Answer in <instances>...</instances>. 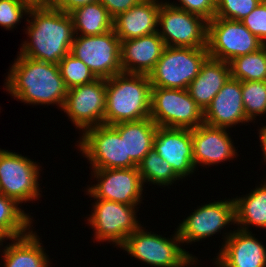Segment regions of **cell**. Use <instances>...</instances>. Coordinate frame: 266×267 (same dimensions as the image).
Here are the masks:
<instances>
[{"mask_svg":"<svg viewBox=\"0 0 266 267\" xmlns=\"http://www.w3.org/2000/svg\"><path fill=\"white\" fill-rule=\"evenodd\" d=\"M18 206L15 200L0 192V231L8 239L24 236L33 230L32 217Z\"/></svg>","mask_w":266,"mask_h":267,"instance_id":"obj_27","label":"cell"},{"mask_svg":"<svg viewBox=\"0 0 266 267\" xmlns=\"http://www.w3.org/2000/svg\"><path fill=\"white\" fill-rule=\"evenodd\" d=\"M5 90L18 101L63 108L68 88L57 64L17 54L5 79Z\"/></svg>","mask_w":266,"mask_h":267,"instance_id":"obj_1","label":"cell"},{"mask_svg":"<svg viewBox=\"0 0 266 267\" xmlns=\"http://www.w3.org/2000/svg\"><path fill=\"white\" fill-rule=\"evenodd\" d=\"M106 109V79L97 78L91 83L68 89L61 111L82 132L103 125Z\"/></svg>","mask_w":266,"mask_h":267,"instance_id":"obj_15","label":"cell"},{"mask_svg":"<svg viewBox=\"0 0 266 267\" xmlns=\"http://www.w3.org/2000/svg\"><path fill=\"white\" fill-rule=\"evenodd\" d=\"M40 168L30 158L0 148V192L18 204L39 200Z\"/></svg>","mask_w":266,"mask_h":267,"instance_id":"obj_8","label":"cell"},{"mask_svg":"<svg viewBox=\"0 0 266 267\" xmlns=\"http://www.w3.org/2000/svg\"><path fill=\"white\" fill-rule=\"evenodd\" d=\"M6 240L8 241V238L0 231V248L3 247V242L6 241Z\"/></svg>","mask_w":266,"mask_h":267,"instance_id":"obj_41","label":"cell"},{"mask_svg":"<svg viewBox=\"0 0 266 267\" xmlns=\"http://www.w3.org/2000/svg\"><path fill=\"white\" fill-rule=\"evenodd\" d=\"M1 256L4 267H49L50 261L39 236L32 230L21 237L9 239Z\"/></svg>","mask_w":266,"mask_h":267,"instance_id":"obj_23","label":"cell"},{"mask_svg":"<svg viewBox=\"0 0 266 267\" xmlns=\"http://www.w3.org/2000/svg\"><path fill=\"white\" fill-rule=\"evenodd\" d=\"M231 78L239 81H266V45L229 62Z\"/></svg>","mask_w":266,"mask_h":267,"instance_id":"obj_29","label":"cell"},{"mask_svg":"<svg viewBox=\"0 0 266 267\" xmlns=\"http://www.w3.org/2000/svg\"><path fill=\"white\" fill-rule=\"evenodd\" d=\"M266 180V179H265ZM244 197L234 198L235 224L238 229L250 231L249 227L266 229V181ZM249 225V226H248Z\"/></svg>","mask_w":266,"mask_h":267,"instance_id":"obj_25","label":"cell"},{"mask_svg":"<svg viewBox=\"0 0 266 267\" xmlns=\"http://www.w3.org/2000/svg\"><path fill=\"white\" fill-rule=\"evenodd\" d=\"M112 127L125 139L126 158H131L136 165L153 149L158 126L151 118L121 122Z\"/></svg>","mask_w":266,"mask_h":267,"instance_id":"obj_24","label":"cell"},{"mask_svg":"<svg viewBox=\"0 0 266 267\" xmlns=\"http://www.w3.org/2000/svg\"><path fill=\"white\" fill-rule=\"evenodd\" d=\"M245 115L251 122L266 114V81H241Z\"/></svg>","mask_w":266,"mask_h":267,"instance_id":"obj_30","label":"cell"},{"mask_svg":"<svg viewBox=\"0 0 266 267\" xmlns=\"http://www.w3.org/2000/svg\"><path fill=\"white\" fill-rule=\"evenodd\" d=\"M240 21L266 45V0H262L249 15Z\"/></svg>","mask_w":266,"mask_h":267,"instance_id":"obj_34","label":"cell"},{"mask_svg":"<svg viewBox=\"0 0 266 267\" xmlns=\"http://www.w3.org/2000/svg\"><path fill=\"white\" fill-rule=\"evenodd\" d=\"M91 172L93 173L92 177L98 181L97 184L86 188L87 195L91 198L115 201L126 205L142 203L143 187L145 186L137 167L92 169Z\"/></svg>","mask_w":266,"mask_h":267,"instance_id":"obj_13","label":"cell"},{"mask_svg":"<svg viewBox=\"0 0 266 267\" xmlns=\"http://www.w3.org/2000/svg\"><path fill=\"white\" fill-rule=\"evenodd\" d=\"M161 0H141L124 13L113 19V29L123 40L138 38L157 32L158 12Z\"/></svg>","mask_w":266,"mask_h":267,"instance_id":"obj_21","label":"cell"},{"mask_svg":"<svg viewBox=\"0 0 266 267\" xmlns=\"http://www.w3.org/2000/svg\"><path fill=\"white\" fill-rule=\"evenodd\" d=\"M150 118L159 127L194 129L204 112L187 89L152 87Z\"/></svg>","mask_w":266,"mask_h":267,"instance_id":"obj_6","label":"cell"},{"mask_svg":"<svg viewBox=\"0 0 266 267\" xmlns=\"http://www.w3.org/2000/svg\"><path fill=\"white\" fill-rule=\"evenodd\" d=\"M209 58L207 47H165L148 77L152 87L187 89Z\"/></svg>","mask_w":266,"mask_h":267,"instance_id":"obj_4","label":"cell"},{"mask_svg":"<svg viewBox=\"0 0 266 267\" xmlns=\"http://www.w3.org/2000/svg\"><path fill=\"white\" fill-rule=\"evenodd\" d=\"M79 139L77 147L91 170L137 167L131 158H126L125 139L110 125L87 128Z\"/></svg>","mask_w":266,"mask_h":267,"instance_id":"obj_7","label":"cell"},{"mask_svg":"<svg viewBox=\"0 0 266 267\" xmlns=\"http://www.w3.org/2000/svg\"><path fill=\"white\" fill-rule=\"evenodd\" d=\"M228 132V133H227ZM226 128L205 123L191 129L194 167L219 164L239 156Z\"/></svg>","mask_w":266,"mask_h":267,"instance_id":"obj_18","label":"cell"},{"mask_svg":"<svg viewBox=\"0 0 266 267\" xmlns=\"http://www.w3.org/2000/svg\"><path fill=\"white\" fill-rule=\"evenodd\" d=\"M143 184L171 186L181 178L174 172L172 166L152 149L137 165Z\"/></svg>","mask_w":266,"mask_h":267,"instance_id":"obj_28","label":"cell"},{"mask_svg":"<svg viewBox=\"0 0 266 267\" xmlns=\"http://www.w3.org/2000/svg\"><path fill=\"white\" fill-rule=\"evenodd\" d=\"M259 132V140L261 143V147H262V155H263V159L264 162H266V125H262V127H260V129H258Z\"/></svg>","mask_w":266,"mask_h":267,"instance_id":"obj_38","label":"cell"},{"mask_svg":"<svg viewBox=\"0 0 266 267\" xmlns=\"http://www.w3.org/2000/svg\"><path fill=\"white\" fill-rule=\"evenodd\" d=\"M75 35H101L113 29V18L98 1L71 11Z\"/></svg>","mask_w":266,"mask_h":267,"instance_id":"obj_26","label":"cell"},{"mask_svg":"<svg viewBox=\"0 0 266 267\" xmlns=\"http://www.w3.org/2000/svg\"><path fill=\"white\" fill-rule=\"evenodd\" d=\"M120 50L121 40L112 29L101 35H74L70 53L88 66L96 78L109 79L123 73Z\"/></svg>","mask_w":266,"mask_h":267,"instance_id":"obj_9","label":"cell"},{"mask_svg":"<svg viewBox=\"0 0 266 267\" xmlns=\"http://www.w3.org/2000/svg\"><path fill=\"white\" fill-rule=\"evenodd\" d=\"M176 228L182 246L212 237L228 225L235 224L234 198L202 204Z\"/></svg>","mask_w":266,"mask_h":267,"instance_id":"obj_14","label":"cell"},{"mask_svg":"<svg viewBox=\"0 0 266 267\" xmlns=\"http://www.w3.org/2000/svg\"><path fill=\"white\" fill-rule=\"evenodd\" d=\"M152 86L148 75L120 73L106 79L105 125L150 118Z\"/></svg>","mask_w":266,"mask_h":267,"instance_id":"obj_3","label":"cell"},{"mask_svg":"<svg viewBox=\"0 0 266 267\" xmlns=\"http://www.w3.org/2000/svg\"><path fill=\"white\" fill-rule=\"evenodd\" d=\"M157 26H160L157 33L167 47H207L208 21L198 15L163 1Z\"/></svg>","mask_w":266,"mask_h":267,"instance_id":"obj_11","label":"cell"},{"mask_svg":"<svg viewBox=\"0 0 266 267\" xmlns=\"http://www.w3.org/2000/svg\"><path fill=\"white\" fill-rule=\"evenodd\" d=\"M249 122L244 110L241 81L230 78L204 111V123L229 130L234 125Z\"/></svg>","mask_w":266,"mask_h":267,"instance_id":"obj_19","label":"cell"},{"mask_svg":"<svg viewBox=\"0 0 266 267\" xmlns=\"http://www.w3.org/2000/svg\"><path fill=\"white\" fill-rule=\"evenodd\" d=\"M153 149L172 166L181 179L196 171L191 129L158 126L153 140Z\"/></svg>","mask_w":266,"mask_h":267,"instance_id":"obj_17","label":"cell"},{"mask_svg":"<svg viewBox=\"0 0 266 267\" xmlns=\"http://www.w3.org/2000/svg\"><path fill=\"white\" fill-rule=\"evenodd\" d=\"M30 7L20 0H0V26L12 30L21 23L23 15L27 17Z\"/></svg>","mask_w":266,"mask_h":267,"instance_id":"obj_33","label":"cell"},{"mask_svg":"<svg viewBox=\"0 0 266 267\" xmlns=\"http://www.w3.org/2000/svg\"><path fill=\"white\" fill-rule=\"evenodd\" d=\"M164 1L171 6L198 15L208 22L215 17L216 0H178L179 4Z\"/></svg>","mask_w":266,"mask_h":267,"instance_id":"obj_35","label":"cell"},{"mask_svg":"<svg viewBox=\"0 0 266 267\" xmlns=\"http://www.w3.org/2000/svg\"><path fill=\"white\" fill-rule=\"evenodd\" d=\"M230 78L229 63L209 57L202 65L197 77L189 84L187 90L204 112Z\"/></svg>","mask_w":266,"mask_h":267,"instance_id":"obj_22","label":"cell"},{"mask_svg":"<svg viewBox=\"0 0 266 267\" xmlns=\"http://www.w3.org/2000/svg\"><path fill=\"white\" fill-rule=\"evenodd\" d=\"M59 70L68 89L88 84L97 78L80 59L71 53L67 54L59 63Z\"/></svg>","mask_w":266,"mask_h":267,"instance_id":"obj_31","label":"cell"},{"mask_svg":"<svg viewBox=\"0 0 266 267\" xmlns=\"http://www.w3.org/2000/svg\"><path fill=\"white\" fill-rule=\"evenodd\" d=\"M143 226L129 235L119 247L131 257L151 267H180L192 256L189 251L182 248L177 230L174 232L175 235L166 238L146 231Z\"/></svg>","mask_w":266,"mask_h":267,"instance_id":"obj_5","label":"cell"},{"mask_svg":"<svg viewBox=\"0 0 266 267\" xmlns=\"http://www.w3.org/2000/svg\"><path fill=\"white\" fill-rule=\"evenodd\" d=\"M199 261L198 260V258L196 257L195 258V255L193 256H191L182 266H180V267H190L191 265L193 266L194 264L196 265V263H197V261Z\"/></svg>","mask_w":266,"mask_h":267,"instance_id":"obj_40","label":"cell"},{"mask_svg":"<svg viewBox=\"0 0 266 267\" xmlns=\"http://www.w3.org/2000/svg\"><path fill=\"white\" fill-rule=\"evenodd\" d=\"M262 0H216L215 17L240 21L249 15Z\"/></svg>","mask_w":266,"mask_h":267,"instance_id":"obj_32","label":"cell"},{"mask_svg":"<svg viewBox=\"0 0 266 267\" xmlns=\"http://www.w3.org/2000/svg\"><path fill=\"white\" fill-rule=\"evenodd\" d=\"M98 1L99 0H51L50 7L65 13H70L76 8Z\"/></svg>","mask_w":266,"mask_h":267,"instance_id":"obj_37","label":"cell"},{"mask_svg":"<svg viewBox=\"0 0 266 267\" xmlns=\"http://www.w3.org/2000/svg\"><path fill=\"white\" fill-rule=\"evenodd\" d=\"M165 43L157 32L121 41V68L123 73L144 74L154 69Z\"/></svg>","mask_w":266,"mask_h":267,"instance_id":"obj_20","label":"cell"},{"mask_svg":"<svg viewBox=\"0 0 266 267\" xmlns=\"http://www.w3.org/2000/svg\"><path fill=\"white\" fill-rule=\"evenodd\" d=\"M223 232V243L215 267H266V246L251 231L237 228Z\"/></svg>","mask_w":266,"mask_h":267,"instance_id":"obj_16","label":"cell"},{"mask_svg":"<svg viewBox=\"0 0 266 267\" xmlns=\"http://www.w3.org/2000/svg\"><path fill=\"white\" fill-rule=\"evenodd\" d=\"M27 15L29 39L21 44L19 55L58 65L70 53L75 35L70 14L52 7H30Z\"/></svg>","mask_w":266,"mask_h":267,"instance_id":"obj_2","label":"cell"},{"mask_svg":"<svg viewBox=\"0 0 266 267\" xmlns=\"http://www.w3.org/2000/svg\"><path fill=\"white\" fill-rule=\"evenodd\" d=\"M140 1L141 0H99L113 19L137 5Z\"/></svg>","mask_w":266,"mask_h":267,"instance_id":"obj_36","label":"cell"},{"mask_svg":"<svg viewBox=\"0 0 266 267\" xmlns=\"http://www.w3.org/2000/svg\"><path fill=\"white\" fill-rule=\"evenodd\" d=\"M264 46L241 21L214 17L208 22L207 50L210 58L230 62Z\"/></svg>","mask_w":266,"mask_h":267,"instance_id":"obj_12","label":"cell"},{"mask_svg":"<svg viewBox=\"0 0 266 267\" xmlns=\"http://www.w3.org/2000/svg\"><path fill=\"white\" fill-rule=\"evenodd\" d=\"M94 200L93 212L87 223L95 231V241H108L120 247L126 238L141 226L136 214L139 207L104 199Z\"/></svg>","mask_w":266,"mask_h":267,"instance_id":"obj_10","label":"cell"},{"mask_svg":"<svg viewBox=\"0 0 266 267\" xmlns=\"http://www.w3.org/2000/svg\"><path fill=\"white\" fill-rule=\"evenodd\" d=\"M29 7H50L51 0H20Z\"/></svg>","mask_w":266,"mask_h":267,"instance_id":"obj_39","label":"cell"}]
</instances>
